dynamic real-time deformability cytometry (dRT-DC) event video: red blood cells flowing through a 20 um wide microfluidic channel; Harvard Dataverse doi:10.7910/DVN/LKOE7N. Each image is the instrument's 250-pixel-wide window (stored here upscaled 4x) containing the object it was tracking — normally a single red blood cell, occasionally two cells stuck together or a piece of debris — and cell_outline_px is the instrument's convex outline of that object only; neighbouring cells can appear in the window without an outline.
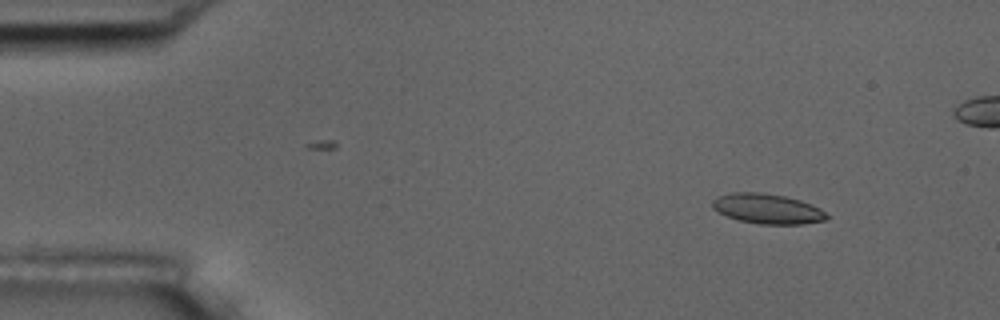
{"species": "common noctule bat (a hibernating species)", "species_latin": "Nyctalus noctula", "temperature_condition": "room temperature", "stored_images_in_passage": 4, "camera_frame_rate_fps": 3000, "um_per_image_px": 0.085, "animal": {"sex": "male", "body_mass_g": 17.5, "forearm_length_mm": 52.3}, "frame": {"image": 1, "passage_image": 1, "time_ms": 0.0, "image_size_px": [1000, 320], "cell_outline_px": [[832, 216], [824, 220], [800, 224], [760, 224], [740, 220], [728, 216], [712, 208], [712, 200], [720, 196], [732, 192], [760, 192], [784, 196], [800, 200], [812, 204], [820, 208]], "centroid_in_image_um": [65.27, 17.74], "position_along_channel_um": 19.7, "area_um2": 19.88}}